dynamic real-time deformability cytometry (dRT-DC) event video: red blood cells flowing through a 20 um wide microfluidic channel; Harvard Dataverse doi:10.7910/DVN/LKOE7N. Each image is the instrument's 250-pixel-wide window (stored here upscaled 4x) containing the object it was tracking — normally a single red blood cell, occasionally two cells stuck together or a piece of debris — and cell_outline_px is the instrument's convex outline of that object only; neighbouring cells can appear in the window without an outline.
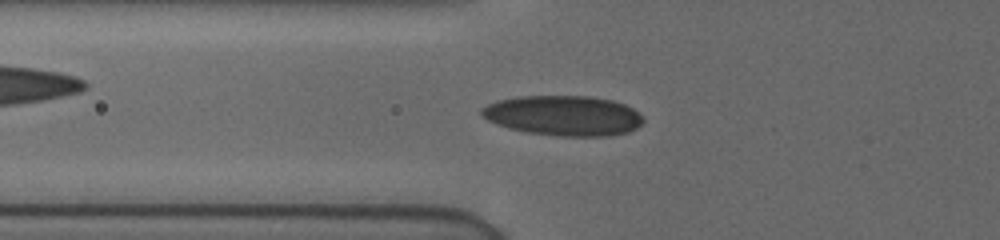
{"species": "human", "species_latin": "Homo sapiens", "temperature_condition": "cold", "stored_images_in_passage": 41, "camera_frame_rate_fps": 3000, "um_per_image_px": 0.085, "donor": {"sex": "female"}, "frame": {"image": 1, "passage_image": 9, "time_ms": 2.667, "image_size_px": [1000, 240], "cell_outline_px": [[644, 120], [636, 128], [628, 132], [612, 136], [556, 136], [528, 132], [508, 128], [496, 124], [488, 120], [480, 112], [480, 108], [488, 104], [500, 100], [520, 96], [588, 96], [612, 100], [624, 104], [632, 108], [644, 116]], "centroid_in_image_um": [47.91, 9.83], "position_along_channel_um": 77.9, "area_um2": 37.8}}
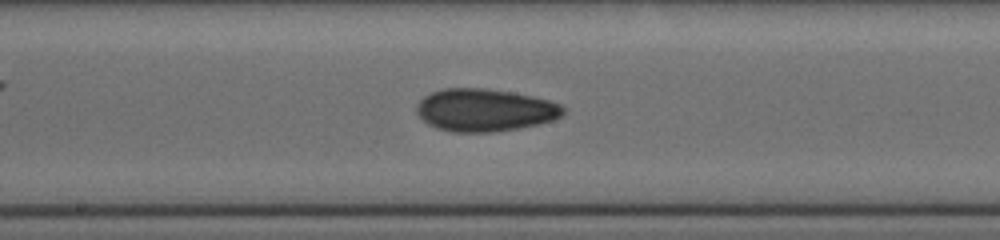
{"frame": {"image": 2, "passage_image": 19, "time_ms": 6.0, "image_size_px": [1000, 240], "cell_outline_px": [[564, 112], [560, 116], [552, 120], [536, 124], [516, 128], [492, 132], [452, 132], [436, 128], [428, 124], [416, 112], [416, 104], [424, 96], [432, 92], [444, 88], [484, 88], [512, 92], [532, 96], [548, 100], [560, 104], [564, 108]], "centroid_in_image_um": [41.17, 9.35], "position_along_channel_um": 207.0, "area_um2": 36.18}}
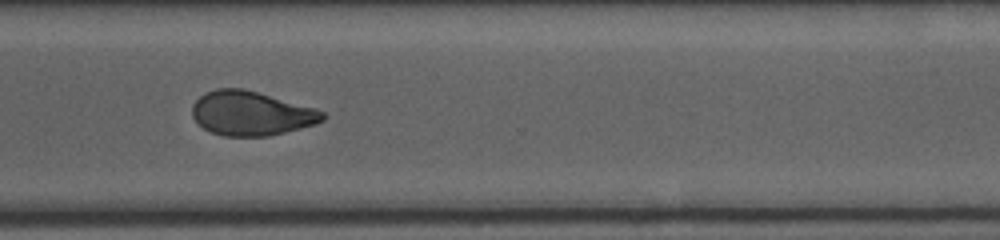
{"frame": {"image": 3, "passage_image": 30, "time_ms": 9.667, "image_size_px": [1000, 240], "cell_outline_px": [[324, 120], [316, 124], [268, 136], [224, 136], [212, 132], [204, 128], [192, 116], [192, 104], [204, 92], [216, 88], [244, 88], [316, 108], [324, 112]], "centroid_in_image_um": [21.34, 9.62], "position_along_channel_um": 349.3, "area_um2": 33.64}, "authors_computed_cell_mechanics": {"area_um2": 34.391, "velocity_mm_per_s": 3.903, "shape_relaxation_time_tau1_ms": 6.0629, "shape_relaxation_time_tau2_ms": 2.7272, "deformation_change_tau1": 0.1424, "deformation_change_tau2": 0.0746}}